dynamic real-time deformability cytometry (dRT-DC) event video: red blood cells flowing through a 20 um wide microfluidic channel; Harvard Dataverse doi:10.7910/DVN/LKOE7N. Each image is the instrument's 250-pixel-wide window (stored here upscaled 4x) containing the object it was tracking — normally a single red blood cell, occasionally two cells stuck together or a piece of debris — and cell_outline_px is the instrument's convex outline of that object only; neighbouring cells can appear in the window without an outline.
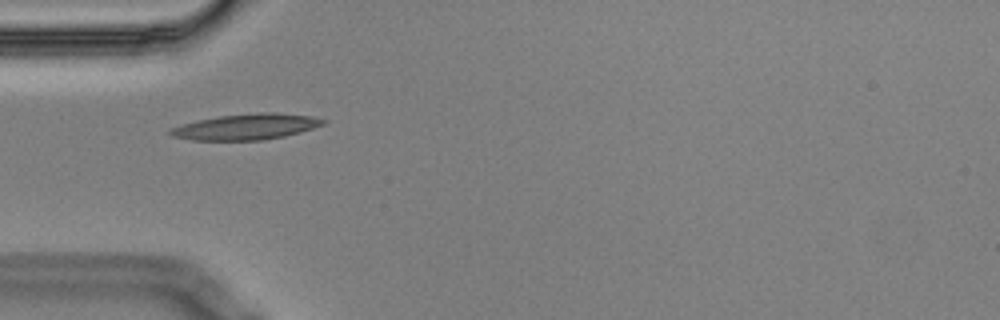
{"species": "Egyptian fruit bat (a non-hibernating species)", "species_latin": "Rousettus aegyptiacus", "temperature_condition": "cold", "stored_images_in_passage": 1, "camera_frame_rate_fps": 3000, "um_per_image_px": 0.085, "animal": {"sex": "male"}, "frame": {"image": 1, "passage_image": 1, "time_ms": 0.0, "image_size_px": [1000, 320], "cell_outline_px": [[328, 120], [324, 124], [300, 132], [284, 136], [264, 140], [192, 140], [172, 136], [168, 132], [168, 128], [180, 124], [220, 116], [260, 112], [276, 112], [312, 116]], "centroid_in_image_um": [20.92, 10.77], "position_along_channel_um": 64.1, "area_um2": 23.0}}